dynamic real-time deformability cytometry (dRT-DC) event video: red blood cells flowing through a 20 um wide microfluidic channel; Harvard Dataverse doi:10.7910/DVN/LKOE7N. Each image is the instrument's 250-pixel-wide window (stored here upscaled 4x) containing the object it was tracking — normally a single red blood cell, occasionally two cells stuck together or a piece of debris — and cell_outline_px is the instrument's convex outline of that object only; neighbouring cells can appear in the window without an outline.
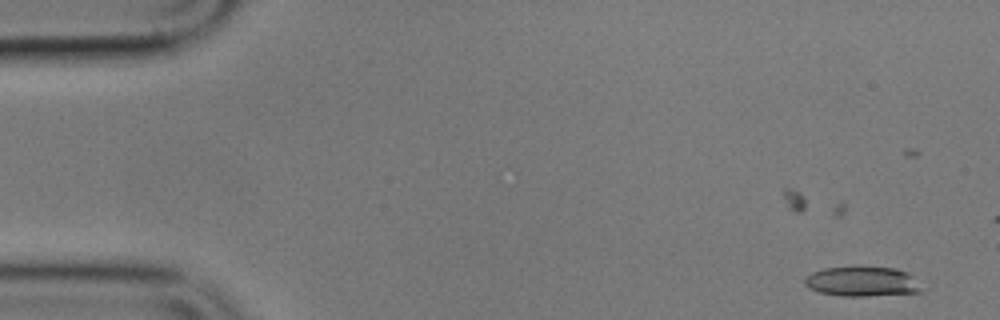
{"species": "common noctule bat (a hibernating species)", "species_latin": "Nyctalus noctula", "temperature_condition": "cold", "stored_images_in_passage": 8, "camera_frame_rate_fps": 3000, "um_per_image_px": 0.085, "animal": {"sex": "male", "body_mass_g": 17.9}, "frame": {"image": 1, "passage_image": 2, "time_ms": 1.333, "image_size_px": [1000, 320], "cell_outline_px": [[924, 292], [868, 296], [840, 296], [820, 292], [808, 288], [804, 284], [804, 280], [812, 272], [824, 268], [860, 264], [896, 268], [912, 276]], "centroid_in_image_um": [73.26, 23.89], "position_along_channel_um": 11.7, "area_um2": 20.92}}
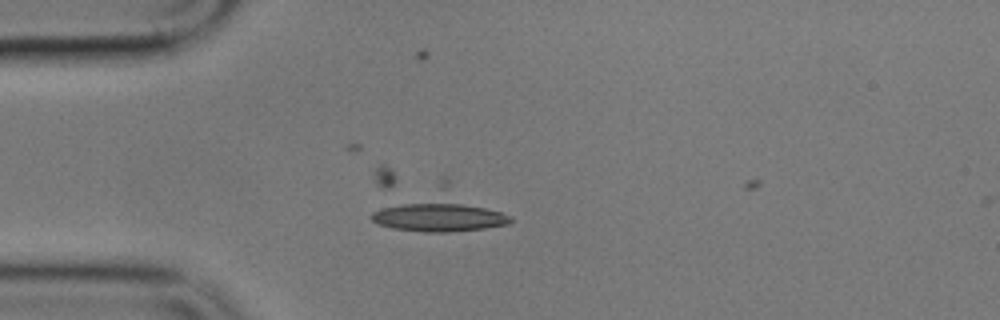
{"frame": {"image": 2, "passage_image": 7, "time_ms": 7.0, "image_size_px": [1000, 320], "cell_outline_px": [[512, 220], [508, 224], [484, 228], [448, 232], [424, 232], [392, 228], [380, 224], [372, 220], [368, 216], [372, 212], [388, 204], [440, 200], [448, 200], [484, 208], [500, 212], [512, 216]], "centroid_in_image_um": [37.23, 18.41], "position_along_channel_um": 47.8, "area_um2": 23.99}}